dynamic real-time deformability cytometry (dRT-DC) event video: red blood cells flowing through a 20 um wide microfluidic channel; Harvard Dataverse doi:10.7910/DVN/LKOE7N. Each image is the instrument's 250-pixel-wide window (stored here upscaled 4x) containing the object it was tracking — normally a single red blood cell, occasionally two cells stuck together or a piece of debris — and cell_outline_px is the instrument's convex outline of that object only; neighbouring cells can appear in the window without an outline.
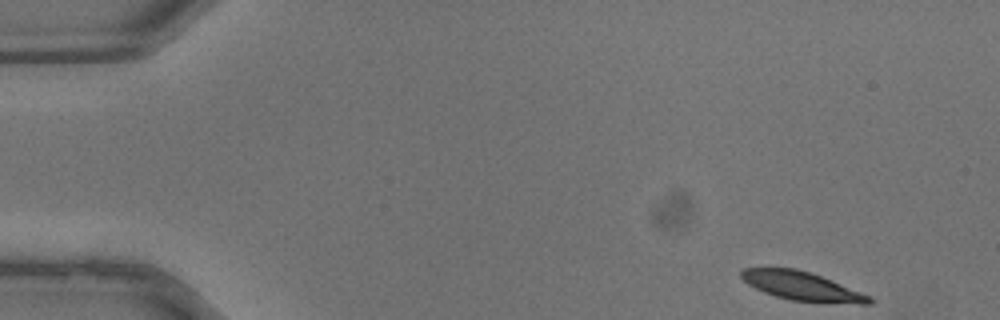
{"species": "common noctule bat (a hibernating species)", "species_latin": "Nyctalus noctula", "temperature_condition": "warm", "stored_images_in_passage": 35, "camera_frame_rate_fps": 3000, "um_per_image_px": 0.085, "animal": {"sex": "male", "body_mass_g": 13.3}, "frame": {"image": 1, "passage_image": 1, "time_ms": 0.0, "image_size_px": [1000, 320], "cell_outline_px": [[872, 304], [860, 304], [792, 300], [776, 296], [764, 292], [748, 284], [740, 276], [740, 272], [744, 268], [796, 268], [812, 272], [872, 296]], "centroid_in_image_um": [68.19, 24.31], "position_along_channel_um": 16.8, "area_um2": 21.33}}
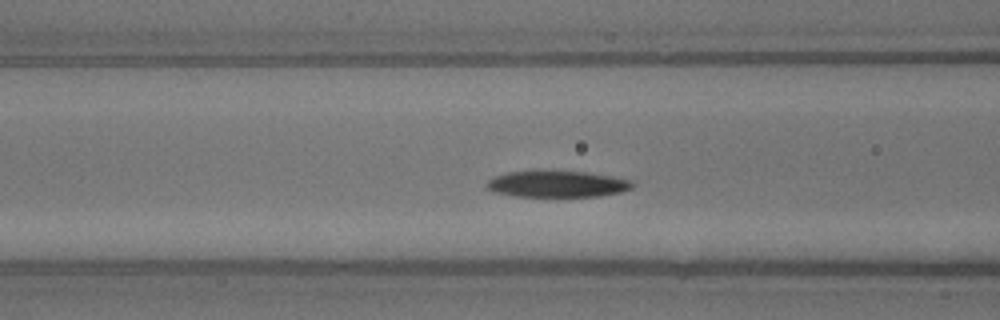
{"frame": {"image": 2, "passage_image": 13, "time_ms": 4.0, "image_size_px": [1000, 320], "cell_outline_px": [[636, 184], [632, 188], [620, 192], [596, 196], [516, 196], [496, 192], [488, 188], [488, 180], [492, 176], [508, 172], [532, 168], [540, 168], [588, 172], [612, 176], [632, 180]], "centroid_in_image_um": [47.35, 15.58], "position_along_channel_um": 119.2, "area_um2": 23.24}}
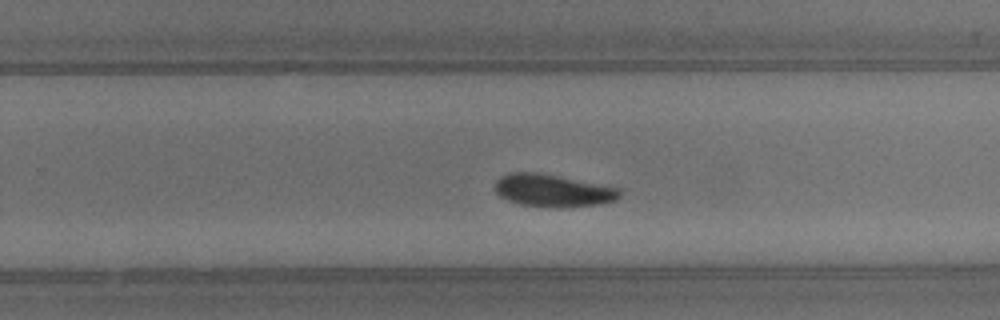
{"frame": {"image": 3, "passage_image": 22, "time_ms": 7.0, "image_size_px": [1000, 320], "cell_outline_px": [[620, 196], [616, 200], [600, 204], [560, 208], [524, 204], [508, 200], [500, 196], [496, 192], [496, 180], [500, 176], [508, 172], [536, 172], [620, 188]], "centroid_in_image_um": [46.99, 16.19], "position_along_channel_um": 282.8, "area_um2": 23.35}}